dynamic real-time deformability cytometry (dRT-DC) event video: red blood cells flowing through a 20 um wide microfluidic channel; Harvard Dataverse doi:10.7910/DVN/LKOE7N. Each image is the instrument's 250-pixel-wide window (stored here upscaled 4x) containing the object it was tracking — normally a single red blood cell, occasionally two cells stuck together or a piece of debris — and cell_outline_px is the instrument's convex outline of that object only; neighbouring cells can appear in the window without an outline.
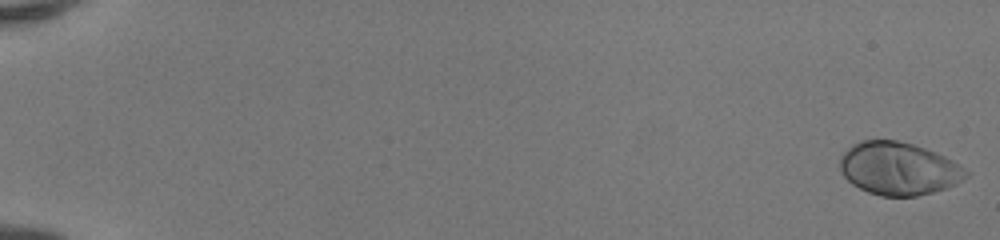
{"species": "human", "species_latin": "Homo sapiens", "temperature_condition": "room temperature", "stored_images_in_passage": 51, "camera_frame_rate_fps": 3000, "um_per_image_px": 0.085, "donor": {"sex": "female"}, "frame": {"image": 1, "passage_image": 1, "time_ms": 0.0, "image_size_px": [1000, 240], "cell_outline_px": [[968, 176], [956, 184], [932, 192], [916, 196], [880, 196], [868, 192], [852, 184], [840, 172], [840, 156], [852, 144], [860, 140], [896, 140], [912, 144], [936, 152], [952, 160], [964, 168], [968, 172]], "centroid_in_image_um": [76.35, 14.32], "position_along_channel_um": 8.6, "area_um2": 38.73}}
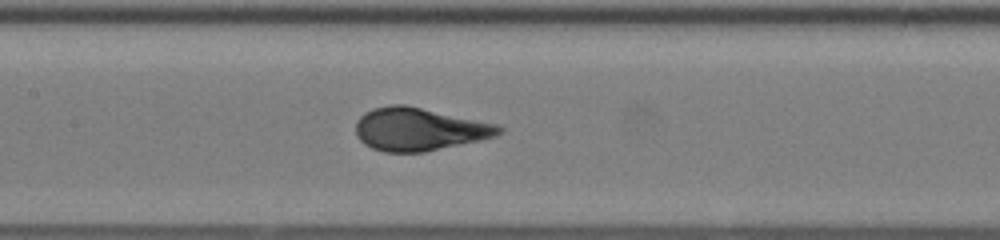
{"frame": {"image": 2, "passage_image": 27, "time_ms": 8.667, "image_size_px": [1000, 240], "cell_outline_px": [[504, 132], [496, 136], [480, 140], [424, 152], [384, 152], [372, 148], [364, 144], [356, 136], [356, 120], [364, 112], [372, 108], [392, 104], [404, 104], [500, 124], [504, 128]], "centroid_in_image_um": [35.64, 10.97], "position_along_channel_um": 171.8, "area_um2": 36.13}}
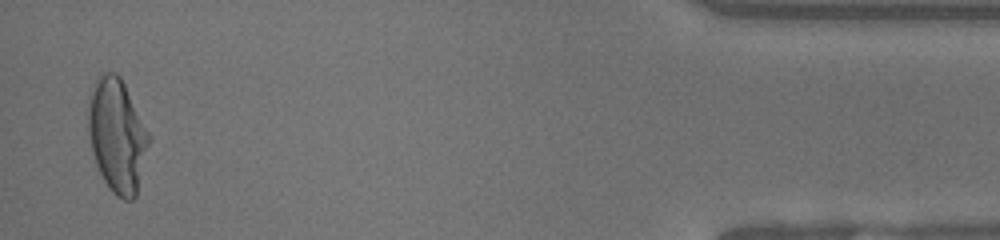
{"frame": {"image": 3, "passage_image": 50, "time_ms": 16.333, "image_size_px": [1000, 240], "cell_outline_px": [[152, 140], [136, 196], [132, 200], [124, 200], [116, 196], [108, 188], [96, 164], [92, 152], [88, 132], [88, 100], [96, 76], [104, 72], [116, 72], [120, 76], [152, 136]], "centroid_in_image_um": [9.98, 11.52], "position_along_channel_um": 425.2, "area_um2": 40.92}, "authors_computed_cell_mechanics": {"area_um2": 36.125, "velocity_mm_per_s": 4.188, "shape_relaxation_time_tau1_ms": 4.1541, "shape_relaxation_time_tau2_ms": null, "deformation_change_tau1": 0.2299, "deformation_change_tau2": null}}